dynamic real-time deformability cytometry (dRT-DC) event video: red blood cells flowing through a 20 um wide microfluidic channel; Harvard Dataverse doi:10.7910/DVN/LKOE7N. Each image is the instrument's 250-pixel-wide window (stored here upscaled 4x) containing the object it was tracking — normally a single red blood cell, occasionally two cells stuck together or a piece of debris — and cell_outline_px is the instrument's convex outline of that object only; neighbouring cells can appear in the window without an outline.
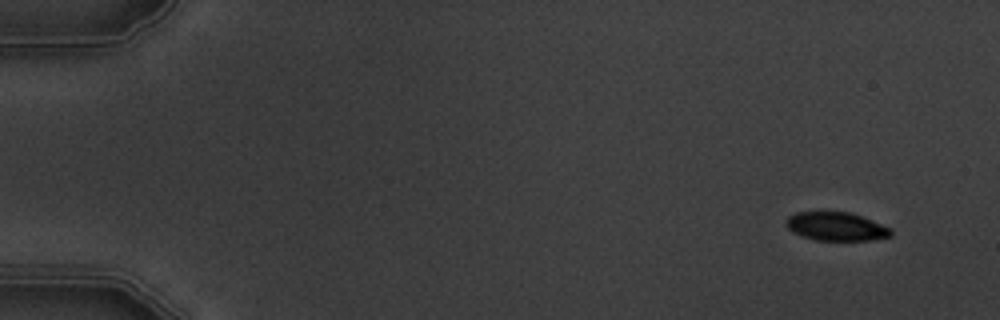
{"species": "common noctule bat (a hibernating species)", "species_latin": "Nyctalus noctula", "temperature_condition": "warm", "stored_images_in_passage": 5, "camera_frame_rate_fps": 3000, "um_per_image_px": 0.085, "animal": {"sex": "male", "body_mass_g": 19.5, "forearm_length_mm": 54.6}, "frame": {"image": 1, "passage_image": 1, "time_ms": 0.0, "image_size_px": [1000, 320], "cell_outline_px": [[892, 236], [868, 240], [816, 240], [792, 232], [788, 228], [788, 216], [796, 212], [852, 212], [892, 228]], "centroid_in_image_um": [71.12, 19.24], "position_along_channel_um": 13.9, "area_um2": 17.28}}
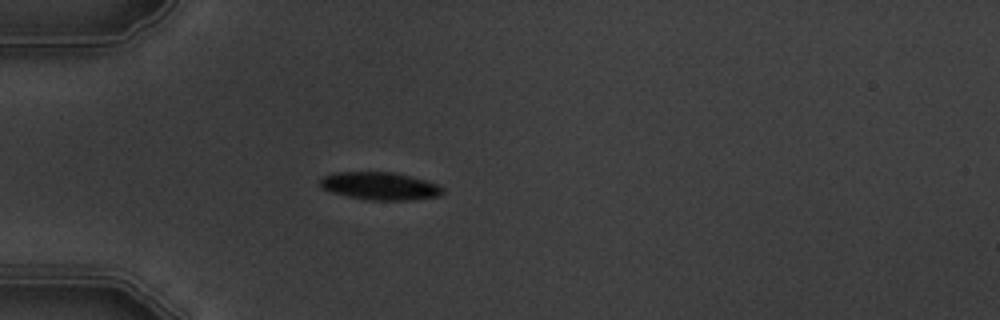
{"frame": {"image": 2, "passage_image": 4, "time_ms": 4.333, "image_size_px": [1000, 320], "cell_outline_px": [[444, 192], [440, 196], [404, 200], [368, 200], [348, 196], [332, 192], [324, 188], [320, 184], [320, 180], [324, 176], [336, 172], [396, 172], [424, 180], [436, 184], [444, 188]], "centroid_in_image_um": [32.31, 15.81], "position_along_channel_um": 52.7, "area_um2": 19.59}}